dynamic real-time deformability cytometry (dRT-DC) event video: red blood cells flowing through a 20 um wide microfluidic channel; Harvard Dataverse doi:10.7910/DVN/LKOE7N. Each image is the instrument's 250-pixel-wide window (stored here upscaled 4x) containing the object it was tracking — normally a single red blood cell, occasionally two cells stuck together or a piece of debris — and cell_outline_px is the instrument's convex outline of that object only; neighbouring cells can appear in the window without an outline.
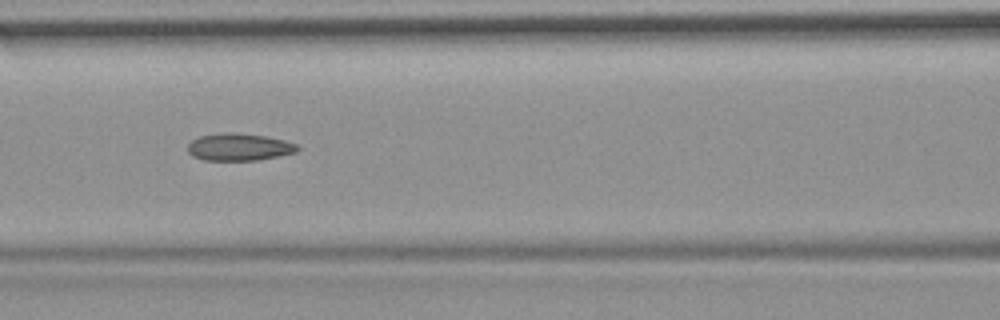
{"species": "common noctule bat (a hibernating species)", "species_latin": "Nyctalus noctula", "temperature_condition": "room temperature", "stored_images_in_passage": 11, "camera_frame_rate_fps": 3000, "um_per_image_px": 0.085, "animal": {"sex": "female", "body_mass_g": 19.9}, "frame": {"image": 1, "passage_image": 7, "time_ms": 2.0, "image_size_px": [1000, 320], "cell_outline_px": [[300, 148], [296, 152], [256, 160], [204, 160], [192, 156], [188, 152], [188, 144], [192, 140], [200, 136], [224, 132], [232, 132], [264, 136], [284, 140], [296, 144]], "centroid_in_image_um": [20.29, 12.49], "position_along_channel_um": 146.3, "area_um2": 17.28}}
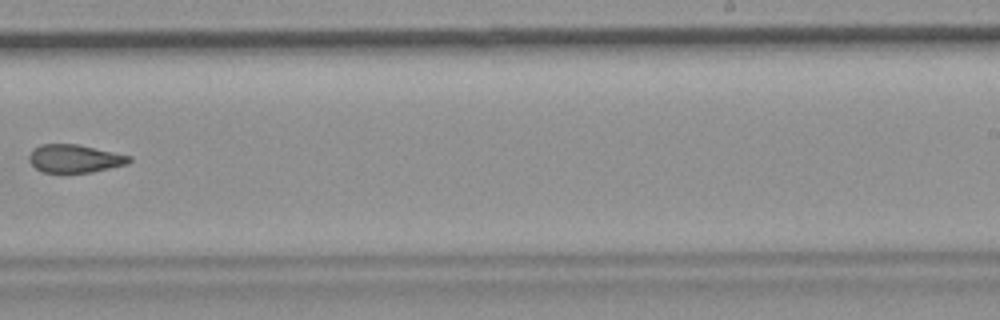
{"frame": {"image": 2, "passage_image": 10, "time_ms": 3.0, "image_size_px": [1000, 320], "cell_outline_px": [[132, 160], [128, 164], [92, 172], [44, 172], [36, 168], [28, 160], [28, 156], [32, 148], [40, 144], [76, 144], [132, 156]], "centroid_in_image_um": [6.34, 13.47], "position_along_channel_um": 282.7, "area_um2": 16.36}}